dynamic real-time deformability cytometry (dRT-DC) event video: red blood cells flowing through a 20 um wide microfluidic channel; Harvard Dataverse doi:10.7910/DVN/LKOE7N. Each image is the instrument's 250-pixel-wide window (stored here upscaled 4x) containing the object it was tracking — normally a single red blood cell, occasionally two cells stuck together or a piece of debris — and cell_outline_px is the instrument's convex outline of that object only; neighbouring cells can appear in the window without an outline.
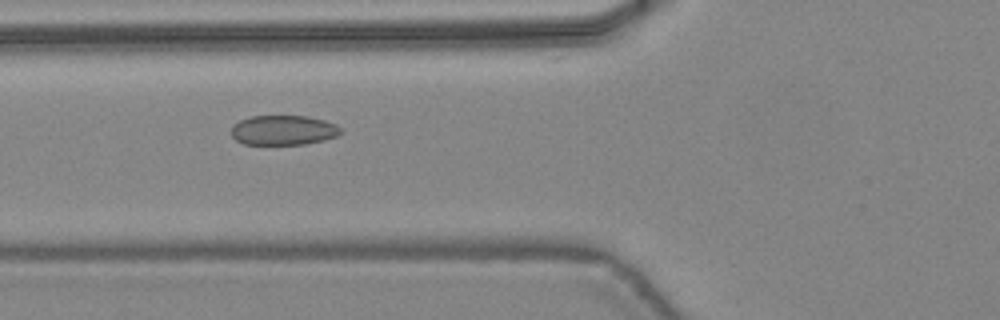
{"species": "common noctule bat (a hibernating species)", "species_latin": "Nyctalus noctula", "temperature_condition": "warm", "stored_images_in_passage": 27, "camera_frame_rate_fps": 3000, "um_per_image_px": 0.085, "animal": {"sex": "female", "body_mass_g": 24.6, "forearm_length_mm": 56.2}, "frame": {"image": 1, "passage_image": 7, "time_ms": 2.0, "image_size_px": [1000, 320], "cell_outline_px": [[340, 132], [336, 136], [324, 140], [304, 144], [244, 144], [236, 140], [232, 136], [232, 124], [240, 120], [252, 116], [308, 116], [324, 120], [336, 124], [340, 128]], "centroid_in_image_um": [24.07, 11.06], "position_along_channel_um": 101.7, "area_um2": 18.9}}
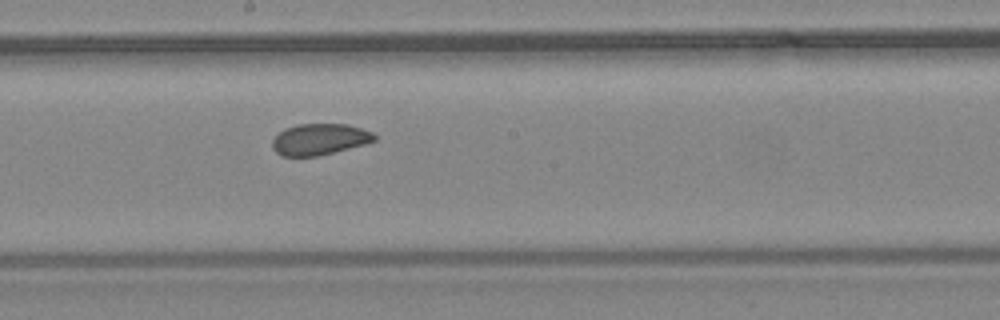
{"frame": {"image": 2, "passage_image": 15, "time_ms": 4.667, "image_size_px": [1000, 320], "cell_outline_px": [[376, 140], [364, 144], [320, 156], [284, 156], [276, 152], [272, 148], [272, 140], [284, 128], [296, 124], [348, 124], [372, 132], [376, 136]], "centroid_in_image_um": [27.15, 11.84], "position_along_channel_um": 221.1, "area_um2": 18.61}}
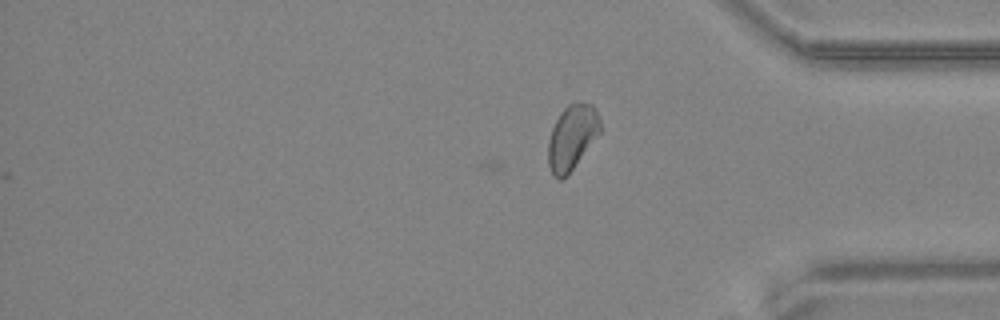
{"frame": {"image": 3, "passage_image": 27, "time_ms": 8.667, "image_size_px": [1000, 320], "cell_outline_px": [[600, 132], [572, 168], [560, 180], [552, 176], [548, 164], [548, 140], [552, 128], [560, 112], [568, 104], [580, 100], [592, 104], [596, 108], [600, 120]], "centroid_in_image_um": [48.6, 11.6], "position_along_channel_um": 386.6, "area_um2": 19.54}, "authors_computed_cell_mechanics": {"area_um2": 19.363, "velocity_mm_per_s": 4.4551, "shape_relaxation_time_tau1_ms": 6.3523, "shape_relaxation_time_tau2_ms": 2.2339, "deformation_change_tau1": 0.0845, "deformation_change_tau2": 0.0543}}